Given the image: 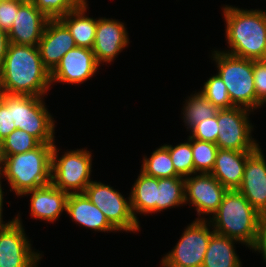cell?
<instances>
[{
  "label": "cell",
  "mask_w": 266,
  "mask_h": 267,
  "mask_svg": "<svg viewBox=\"0 0 266 267\" xmlns=\"http://www.w3.org/2000/svg\"><path fill=\"white\" fill-rule=\"evenodd\" d=\"M50 84L38 47L10 43L0 66V92L42 97Z\"/></svg>",
  "instance_id": "cell-1"
},
{
  "label": "cell",
  "mask_w": 266,
  "mask_h": 267,
  "mask_svg": "<svg viewBox=\"0 0 266 267\" xmlns=\"http://www.w3.org/2000/svg\"><path fill=\"white\" fill-rule=\"evenodd\" d=\"M226 22V38L231 55L249 60L266 59V12L223 8Z\"/></svg>",
  "instance_id": "cell-2"
},
{
  "label": "cell",
  "mask_w": 266,
  "mask_h": 267,
  "mask_svg": "<svg viewBox=\"0 0 266 267\" xmlns=\"http://www.w3.org/2000/svg\"><path fill=\"white\" fill-rule=\"evenodd\" d=\"M213 215L210 223L215 233L238 240L250 248L255 245L260 213L239 191L227 190Z\"/></svg>",
  "instance_id": "cell-3"
},
{
  "label": "cell",
  "mask_w": 266,
  "mask_h": 267,
  "mask_svg": "<svg viewBox=\"0 0 266 267\" xmlns=\"http://www.w3.org/2000/svg\"><path fill=\"white\" fill-rule=\"evenodd\" d=\"M54 143H41L33 150L5 158L1 175L18 196L51 183V153Z\"/></svg>",
  "instance_id": "cell-4"
},
{
  "label": "cell",
  "mask_w": 266,
  "mask_h": 267,
  "mask_svg": "<svg viewBox=\"0 0 266 267\" xmlns=\"http://www.w3.org/2000/svg\"><path fill=\"white\" fill-rule=\"evenodd\" d=\"M218 75L225 83L228 95L235 107L252 111L256 108L253 60L244 59L226 52L214 51Z\"/></svg>",
  "instance_id": "cell-5"
},
{
  "label": "cell",
  "mask_w": 266,
  "mask_h": 267,
  "mask_svg": "<svg viewBox=\"0 0 266 267\" xmlns=\"http://www.w3.org/2000/svg\"><path fill=\"white\" fill-rule=\"evenodd\" d=\"M0 95L11 105L12 121L16 129L33 135L41 143H54V118L45 108L42 97L2 92Z\"/></svg>",
  "instance_id": "cell-6"
},
{
  "label": "cell",
  "mask_w": 266,
  "mask_h": 267,
  "mask_svg": "<svg viewBox=\"0 0 266 267\" xmlns=\"http://www.w3.org/2000/svg\"><path fill=\"white\" fill-rule=\"evenodd\" d=\"M57 150L55 144H53L51 153V183L67 194L83 193L91 182V153L83 149L71 150L65 152L58 159Z\"/></svg>",
  "instance_id": "cell-7"
},
{
  "label": "cell",
  "mask_w": 266,
  "mask_h": 267,
  "mask_svg": "<svg viewBox=\"0 0 266 267\" xmlns=\"http://www.w3.org/2000/svg\"><path fill=\"white\" fill-rule=\"evenodd\" d=\"M204 218L188 225L174 249L162 259V267H202L211 236Z\"/></svg>",
  "instance_id": "cell-8"
},
{
  "label": "cell",
  "mask_w": 266,
  "mask_h": 267,
  "mask_svg": "<svg viewBox=\"0 0 266 267\" xmlns=\"http://www.w3.org/2000/svg\"><path fill=\"white\" fill-rule=\"evenodd\" d=\"M106 216L116 230L139 231V222L134 218L130 200L109 185L91 181L83 192Z\"/></svg>",
  "instance_id": "cell-9"
},
{
  "label": "cell",
  "mask_w": 266,
  "mask_h": 267,
  "mask_svg": "<svg viewBox=\"0 0 266 267\" xmlns=\"http://www.w3.org/2000/svg\"><path fill=\"white\" fill-rule=\"evenodd\" d=\"M248 111L251 110L242 107L218 110L219 134L216 145L219 149L255 151L259 148L250 134L253 127L247 117Z\"/></svg>",
  "instance_id": "cell-10"
},
{
  "label": "cell",
  "mask_w": 266,
  "mask_h": 267,
  "mask_svg": "<svg viewBox=\"0 0 266 267\" xmlns=\"http://www.w3.org/2000/svg\"><path fill=\"white\" fill-rule=\"evenodd\" d=\"M19 217L0 229V267H36L41 258L32 251Z\"/></svg>",
  "instance_id": "cell-11"
},
{
  "label": "cell",
  "mask_w": 266,
  "mask_h": 267,
  "mask_svg": "<svg viewBox=\"0 0 266 267\" xmlns=\"http://www.w3.org/2000/svg\"><path fill=\"white\" fill-rule=\"evenodd\" d=\"M185 181V203L188 201L200 214H214L222 202L227 189L211 173L187 176Z\"/></svg>",
  "instance_id": "cell-12"
},
{
  "label": "cell",
  "mask_w": 266,
  "mask_h": 267,
  "mask_svg": "<svg viewBox=\"0 0 266 267\" xmlns=\"http://www.w3.org/2000/svg\"><path fill=\"white\" fill-rule=\"evenodd\" d=\"M98 66L92 49L75 47L65 53L50 73L51 83H83L95 74Z\"/></svg>",
  "instance_id": "cell-13"
},
{
  "label": "cell",
  "mask_w": 266,
  "mask_h": 267,
  "mask_svg": "<svg viewBox=\"0 0 266 267\" xmlns=\"http://www.w3.org/2000/svg\"><path fill=\"white\" fill-rule=\"evenodd\" d=\"M37 47L44 67L51 73L65 53L77 46L59 19H49Z\"/></svg>",
  "instance_id": "cell-14"
},
{
  "label": "cell",
  "mask_w": 266,
  "mask_h": 267,
  "mask_svg": "<svg viewBox=\"0 0 266 267\" xmlns=\"http://www.w3.org/2000/svg\"><path fill=\"white\" fill-rule=\"evenodd\" d=\"M49 18L32 2L25 0L7 32L9 42L17 45L38 46Z\"/></svg>",
  "instance_id": "cell-15"
},
{
  "label": "cell",
  "mask_w": 266,
  "mask_h": 267,
  "mask_svg": "<svg viewBox=\"0 0 266 267\" xmlns=\"http://www.w3.org/2000/svg\"><path fill=\"white\" fill-rule=\"evenodd\" d=\"M237 191L260 214H266V161L260 147L247 158L242 182Z\"/></svg>",
  "instance_id": "cell-16"
},
{
  "label": "cell",
  "mask_w": 266,
  "mask_h": 267,
  "mask_svg": "<svg viewBox=\"0 0 266 267\" xmlns=\"http://www.w3.org/2000/svg\"><path fill=\"white\" fill-rule=\"evenodd\" d=\"M127 34L122 22L106 18L98 19L92 50L99 65L100 62L113 61L116 55L128 45Z\"/></svg>",
  "instance_id": "cell-17"
},
{
  "label": "cell",
  "mask_w": 266,
  "mask_h": 267,
  "mask_svg": "<svg viewBox=\"0 0 266 267\" xmlns=\"http://www.w3.org/2000/svg\"><path fill=\"white\" fill-rule=\"evenodd\" d=\"M32 194L31 215L36 219L53 222L59 215L66 211L69 194L54 186L52 183L25 192L23 195Z\"/></svg>",
  "instance_id": "cell-18"
},
{
  "label": "cell",
  "mask_w": 266,
  "mask_h": 267,
  "mask_svg": "<svg viewBox=\"0 0 266 267\" xmlns=\"http://www.w3.org/2000/svg\"><path fill=\"white\" fill-rule=\"evenodd\" d=\"M253 152L218 149L212 176L227 190H237L242 182L246 160Z\"/></svg>",
  "instance_id": "cell-19"
},
{
  "label": "cell",
  "mask_w": 266,
  "mask_h": 267,
  "mask_svg": "<svg viewBox=\"0 0 266 267\" xmlns=\"http://www.w3.org/2000/svg\"><path fill=\"white\" fill-rule=\"evenodd\" d=\"M66 212L78 224L98 231H117L84 193L69 194Z\"/></svg>",
  "instance_id": "cell-20"
},
{
  "label": "cell",
  "mask_w": 266,
  "mask_h": 267,
  "mask_svg": "<svg viewBox=\"0 0 266 267\" xmlns=\"http://www.w3.org/2000/svg\"><path fill=\"white\" fill-rule=\"evenodd\" d=\"M87 4L70 11L59 20L67 27L77 47L92 49L98 20L85 15Z\"/></svg>",
  "instance_id": "cell-21"
},
{
  "label": "cell",
  "mask_w": 266,
  "mask_h": 267,
  "mask_svg": "<svg viewBox=\"0 0 266 267\" xmlns=\"http://www.w3.org/2000/svg\"><path fill=\"white\" fill-rule=\"evenodd\" d=\"M131 211L138 221L136 213L156 212L158 202V178L150 177L141 172L132 187L129 196Z\"/></svg>",
  "instance_id": "cell-22"
},
{
  "label": "cell",
  "mask_w": 266,
  "mask_h": 267,
  "mask_svg": "<svg viewBox=\"0 0 266 267\" xmlns=\"http://www.w3.org/2000/svg\"><path fill=\"white\" fill-rule=\"evenodd\" d=\"M235 239L214 233L208 243L202 267H241L234 249Z\"/></svg>",
  "instance_id": "cell-23"
},
{
  "label": "cell",
  "mask_w": 266,
  "mask_h": 267,
  "mask_svg": "<svg viewBox=\"0 0 266 267\" xmlns=\"http://www.w3.org/2000/svg\"><path fill=\"white\" fill-rule=\"evenodd\" d=\"M185 203V181L183 177L158 179V202L156 212Z\"/></svg>",
  "instance_id": "cell-24"
},
{
  "label": "cell",
  "mask_w": 266,
  "mask_h": 267,
  "mask_svg": "<svg viewBox=\"0 0 266 267\" xmlns=\"http://www.w3.org/2000/svg\"><path fill=\"white\" fill-rule=\"evenodd\" d=\"M145 175L158 179L169 177H181L174 168L169 150L163 145L156 149L150 158H144L142 169Z\"/></svg>",
  "instance_id": "cell-25"
},
{
  "label": "cell",
  "mask_w": 266,
  "mask_h": 267,
  "mask_svg": "<svg viewBox=\"0 0 266 267\" xmlns=\"http://www.w3.org/2000/svg\"><path fill=\"white\" fill-rule=\"evenodd\" d=\"M190 99L186 100L184 105V122L187 124V129L190 130L200 123V121L216 116L218 108L214 106L203 94L200 92L194 94Z\"/></svg>",
  "instance_id": "cell-26"
},
{
  "label": "cell",
  "mask_w": 266,
  "mask_h": 267,
  "mask_svg": "<svg viewBox=\"0 0 266 267\" xmlns=\"http://www.w3.org/2000/svg\"><path fill=\"white\" fill-rule=\"evenodd\" d=\"M218 149V146L214 143L191 138L194 175L197 172L211 173Z\"/></svg>",
  "instance_id": "cell-27"
},
{
  "label": "cell",
  "mask_w": 266,
  "mask_h": 267,
  "mask_svg": "<svg viewBox=\"0 0 266 267\" xmlns=\"http://www.w3.org/2000/svg\"><path fill=\"white\" fill-rule=\"evenodd\" d=\"M170 153L175 171L181 177H187L194 174L193 155L191 150V137L188 142L179 145H164Z\"/></svg>",
  "instance_id": "cell-28"
},
{
  "label": "cell",
  "mask_w": 266,
  "mask_h": 267,
  "mask_svg": "<svg viewBox=\"0 0 266 267\" xmlns=\"http://www.w3.org/2000/svg\"><path fill=\"white\" fill-rule=\"evenodd\" d=\"M218 109H230L235 107L228 95L225 83L216 74L205 82L203 90L200 91Z\"/></svg>",
  "instance_id": "cell-29"
},
{
  "label": "cell",
  "mask_w": 266,
  "mask_h": 267,
  "mask_svg": "<svg viewBox=\"0 0 266 267\" xmlns=\"http://www.w3.org/2000/svg\"><path fill=\"white\" fill-rule=\"evenodd\" d=\"M5 156L24 153L38 147L41 142L27 132L15 129L3 139Z\"/></svg>",
  "instance_id": "cell-30"
},
{
  "label": "cell",
  "mask_w": 266,
  "mask_h": 267,
  "mask_svg": "<svg viewBox=\"0 0 266 267\" xmlns=\"http://www.w3.org/2000/svg\"><path fill=\"white\" fill-rule=\"evenodd\" d=\"M49 19H59L87 4L86 0H29Z\"/></svg>",
  "instance_id": "cell-31"
},
{
  "label": "cell",
  "mask_w": 266,
  "mask_h": 267,
  "mask_svg": "<svg viewBox=\"0 0 266 267\" xmlns=\"http://www.w3.org/2000/svg\"><path fill=\"white\" fill-rule=\"evenodd\" d=\"M217 114L214 117L200 121L191 129V138L216 144L218 138Z\"/></svg>",
  "instance_id": "cell-32"
},
{
  "label": "cell",
  "mask_w": 266,
  "mask_h": 267,
  "mask_svg": "<svg viewBox=\"0 0 266 267\" xmlns=\"http://www.w3.org/2000/svg\"><path fill=\"white\" fill-rule=\"evenodd\" d=\"M256 108L266 103V59L253 60Z\"/></svg>",
  "instance_id": "cell-33"
},
{
  "label": "cell",
  "mask_w": 266,
  "mask_h": 267,
  "mask_svg": "<svg viewBox=\"0 0 266 267\" xmlns=\"http://www.w3.org/2000/svg\"><path fill=\"white\" fill-rule=\"evenodd\" d=\"M25 0L0 2V28L9 31L17 16L19 6Z\"/></svg>",
  "instance_id": "cell-34"
},
{
  "label": "cell",
  "mask_w": 266,
  "mask_h": 267,
  "mask_svg": "<svg viewBox=\"0 0 266 267\" xmlns=\"http://www.w3.org/2000/svg\"><path fill=\"white\" fill-rule=\"evenodd\" d=\"M15 129L11 116V105L0 95V137L4 139Z\"/></svg>",
  "instance_id": "cell-35"
},
{
  "label": "cell",
  "mask_w": 266,
  "mask_h": 267,
  "mask_svg": "<svg viewBox=\"0 0 266 267\" xmlns=\"http://www.w3.org/2000/svg\"><path fill=\"white\" fill-rule=\"evenodd\" d=\"M255 251L263 253V258L266 261V214H260L258 221V233L255 245L252 247Z\"/></svg>",
  "instance_id": "cell-36"
},
{
  "label": "cell",
  "mask_w": 266,
  "mask_h": 267,
  "mask_svg": "<svg viewBox=\"0 0 266 267\" xmlns=\"http://www.w3.org/2000/svg\"><path fill=\"white\" fill-rule=\"evenodd\" d=\"M9 44L10 42L7 31L0 28V66L5 59Z\"/></svg>",
  "instance_id": "cell-37"
},
{
  "label": "cell",
  "mask_w": 266,
  "mask_h": 267,
  "mask_svg": "<svg viewBox=\"0 0 266 267\" xmlns=\"http://www.w3.org/2000/svg\"><path fill=\"white\" fill-rule=\"evenodd\" d=\"M5 158H6V156H5V153H4L3 139L0 137V175L2 174Z\"/></svg>",
  "instance_id": "cell-38"
},
{
  "label": "cell",
  "mask_w": 266,
  "mask_h": 267,
  "mask_svg": "<svg viewBox=\"0 0 266 267\" xmlns=\"http://www.w3.org/2000/svg\"><path fill=\"white\" fill-rule=\"evenodd\" d=\"M0 180H1V175H0ZM3 191H2V187H1V181H0V221L2 220V206H3Z\"/></svg>",
  "instance_id": "cell-39"
},
{
  "label": "cell",
  "mask_w": 266,
  "mask_h": 267,
  "mask_svg": "<svg viewBox=\"0 0 266 267\" xmlns=\"http://www.w3.org/2000/svg\"><path fill=\"white\" fill-rule=\"evenodd\" d=\"M9 1H18V0H0V2H9Z\"/></svg>",
  "instance_id": "cell-40"
},
{
  "label": "cell",
  "mask_w": 266,
  "mask_h": 267,
  "mask_svg": "<svg viewBox=\"0 0 266 267\" xmlns=\"http://www.w3.org/2000/svg\"><path fill=\"white\" fill-rule=\"evenodd\" d=\"M3 221H0V229L5 225Z\"/></svg>",
  "instance_id": "cell-41"
}]
</instances>
